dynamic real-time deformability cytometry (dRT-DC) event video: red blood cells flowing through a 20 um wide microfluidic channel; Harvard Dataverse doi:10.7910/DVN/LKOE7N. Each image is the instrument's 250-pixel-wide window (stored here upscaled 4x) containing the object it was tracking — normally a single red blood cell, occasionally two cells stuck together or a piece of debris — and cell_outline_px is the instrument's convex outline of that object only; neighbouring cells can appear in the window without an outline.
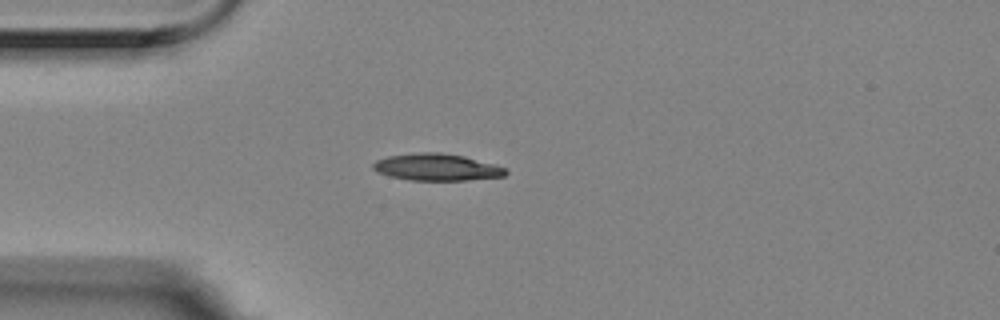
{"species": "Egyptian fruit bat (a non-hibernating species)", "species_latin": "Rousettus aegyptiacus", "temperature_condition": "room temperature", "stored_images_in_passage": 1, "camera_frame_rate_fps": 3000, "um_per_image_px": 0.085, "animal": {"sex": "female"}, "frame": {"image": 1, "passage_image": 1, "time_ms": 0.0, "image_size_px": [1000, 320], "cell_outline_px": [[508, 172], [504, 176], [468, 180], [412, 180], [388, 176], [376, 172], [372, 168], [372, 164], [376, 160], [388, 156], [420, 152], [440, 152], [464, 156], [496, 164], [504, 168]], "centroid_in_image_um": [37.1, 14.21], "position_along_channel_um": 47.9, "area_um2": 20.87}}